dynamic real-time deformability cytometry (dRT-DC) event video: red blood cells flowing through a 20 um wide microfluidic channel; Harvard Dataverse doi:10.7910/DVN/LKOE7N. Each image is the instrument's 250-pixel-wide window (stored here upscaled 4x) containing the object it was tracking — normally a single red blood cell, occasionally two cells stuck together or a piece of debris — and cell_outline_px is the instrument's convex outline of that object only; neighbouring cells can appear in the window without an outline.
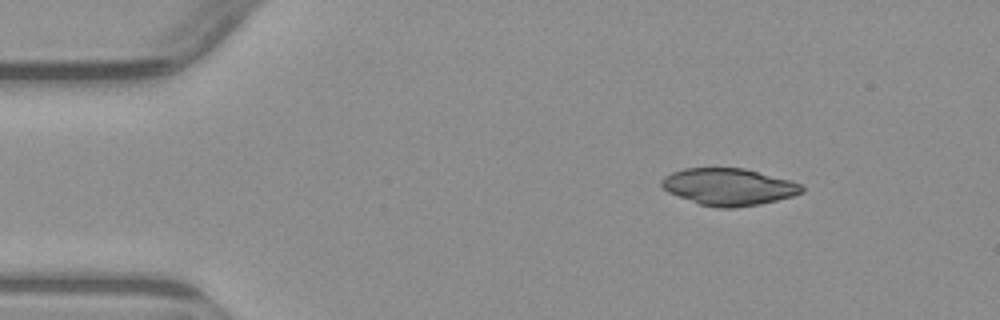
{"species": "common noctule bat (a hibernating species)", "species_latin": "Nyctalus noctula", "temperature_condition": "warm", "stored_images_in_passage": 3, "segment_of_instrument_passage": [1, 2], "camera_frame_rate_fps": 3000, "um_per_image_px": 0.085, "animal": {"sex": "male", "body_mass_g": 23.1, "forearm_length_mm": 52.7}, "frame": {"image": 1, "passage_image": 1, "time_ms": 0.0, "image_size_px": [1000, 320], "cell_outline_px": [[804, 192], [792, 196], [760, 204], [736, 208], [716, 208], [700, 204], [668, 192], [660, 184], [660, 180], [664, 176], [672, 172], [684, 168], [744, 168], [788, 180], [800, 184], [804, 188]], "centroid_in_image_um": [61.91, 15.88], "position_along_channel_um": 23.1, "area_um2": 30.06}}